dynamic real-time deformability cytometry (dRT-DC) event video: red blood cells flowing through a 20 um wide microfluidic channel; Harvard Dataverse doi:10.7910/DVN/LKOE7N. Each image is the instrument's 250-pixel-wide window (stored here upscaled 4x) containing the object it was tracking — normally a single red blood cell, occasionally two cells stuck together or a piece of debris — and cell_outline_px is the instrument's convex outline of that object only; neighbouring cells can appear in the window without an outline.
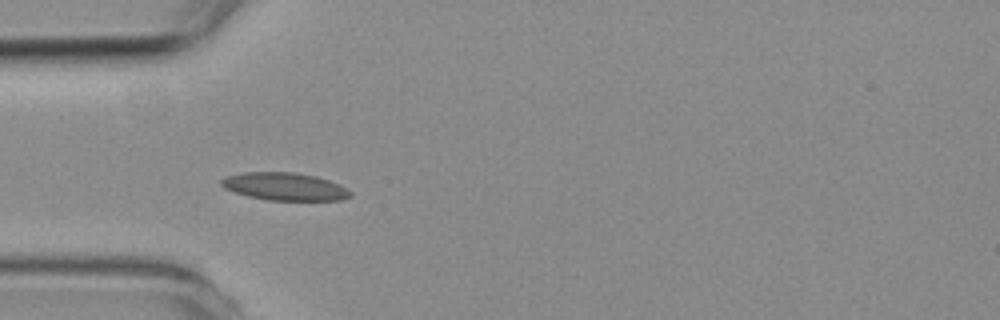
{"species": "common noctule bat (a hibernating species)", "species_latin": "Nyctalus noctula", "temperature_condition": "room temperature", "stored_images_in_passage": 7, "camera_frame_rate_fps": 3000, "um_per_image_px": 0.085, "animal": {"sex": "female", "body_mass_g": 19.3, "forearm_length_mm": 54.1}, "frame": {"image": 1, "passage_image": 5, "time_ms": 4.333, "image_size_px": [1000, 320], "cell_outline_px": [[352, 196], [340, 200], [268, 200], [248, 196], [224, 188], [220, 184], [220, 180], [228, 176], [244, 172], [292, 172], [316, 176], [328, 180], [348, 188], [352, 192]], "centroid_in_image_um": [24.22, 15.85], "position_along_channel_um": 60.8, "area_um2": 20.75}}
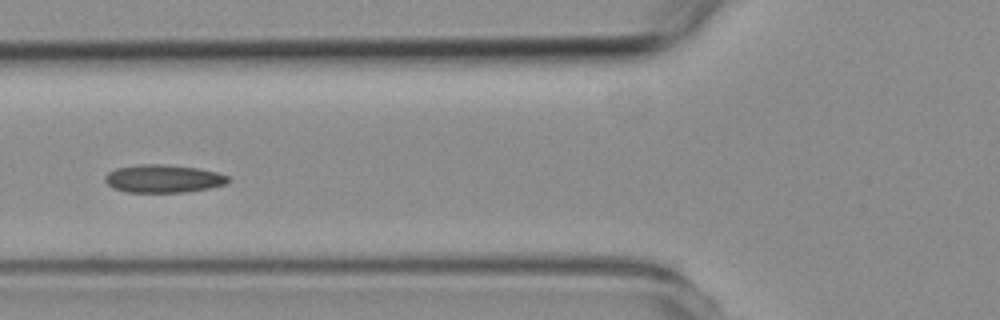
{"frame": {"image": 2, "passage_image": 6, "time_ms": 5.667, "image_size_px": [1000, 320], "cell_outline_px": [[232, 180], [224, 184], [212, 188], [184, 192], [124, 192], [112, 188], [104, 180], [104, 176], [108, 172], [116, 168], [136, 164], [164, 164], [200, 168], [216, 172], [228, 176]], "centroid_in_image_um": [13.87, 15.18], "position_along_channel_um": 111.9, "area_um2": 20.35}}